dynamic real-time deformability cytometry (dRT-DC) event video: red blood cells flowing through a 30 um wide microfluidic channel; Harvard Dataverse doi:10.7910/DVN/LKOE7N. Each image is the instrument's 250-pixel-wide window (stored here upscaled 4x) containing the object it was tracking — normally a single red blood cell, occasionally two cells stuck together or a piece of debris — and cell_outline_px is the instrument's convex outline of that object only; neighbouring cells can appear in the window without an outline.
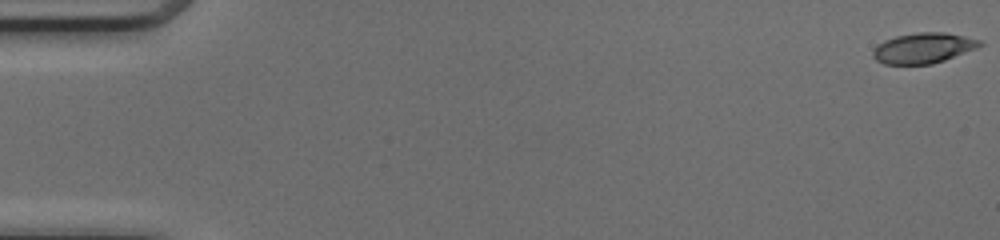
{"species": "common noctule bat (a hibernating species)", "species_latin": "Nyctalus noctula", "temperature_condition": "cold", "stored_images_in_passage": 2, "camera_frame_rate_fps": 3000, "um_per_image_px": 0.085, "animal": {"sex": "female", "body_mass_g": 17.0, "forearm_length_mm": 48.0}, "frame": {"image": 1, "passage_image": 1, "time_ms": 0.0, "image_size_px": [1000, 240], "cell_outline_px": [[984, 44], [976, 48], [944, 60], [932, 64], [884, 64], [876, 60], [872, 56], [872, 52], [884, 40], [896, 36], [916, 32], [944, 32], [964, 36], [980, 40]], "centroid_in_image_um": [78.48, 4.08], "position_along_channel_um": 6.5, "area_um2": 18.79}}